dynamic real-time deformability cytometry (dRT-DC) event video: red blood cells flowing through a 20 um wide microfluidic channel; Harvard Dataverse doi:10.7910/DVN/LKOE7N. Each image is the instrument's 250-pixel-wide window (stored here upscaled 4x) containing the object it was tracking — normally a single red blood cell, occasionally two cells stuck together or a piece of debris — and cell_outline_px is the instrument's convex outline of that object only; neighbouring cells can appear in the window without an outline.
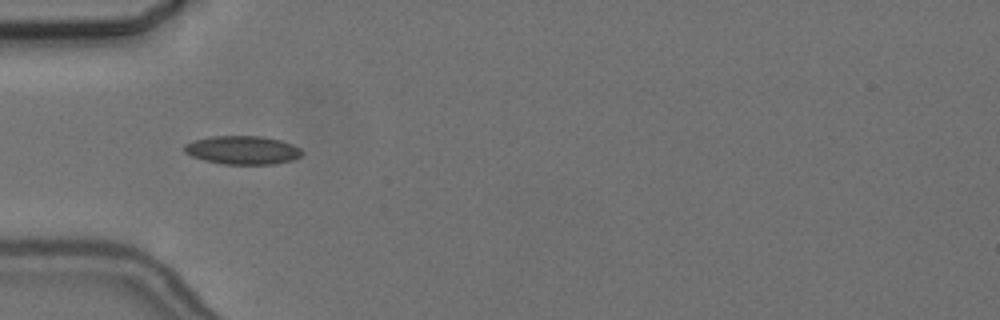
{"species": "common noctule bat (a hibernating species)", "species_latin": "Nyctalus noctula", "temperature_condition": "cold", "stored_images_in_passage": 6, "camera_frame_rate_fps": 3000, "um_per_image_px": 0.085, "animal": {"sex": "female", "body_mass_g": 24.6, "forearm_length_mm": 56.2}, "frame": {"image": 1, "passage_image": 5, "time_ms": 4.667, "image_size_px": [1000, 320], "cell_outline_px": [[304, 152], [300, 156], [292, 160], [272, 164], [224, 164], [204, 160], [192, 156], [184, 152], [184, 144], [192, 140], [212, 136], [264, 136], [280, 140], [292, 144], [300, 148]], "centroid_in_image_um": [20.61, 12.75], "position_along_channel_um": 64.4, "area_um2": 19.59}}
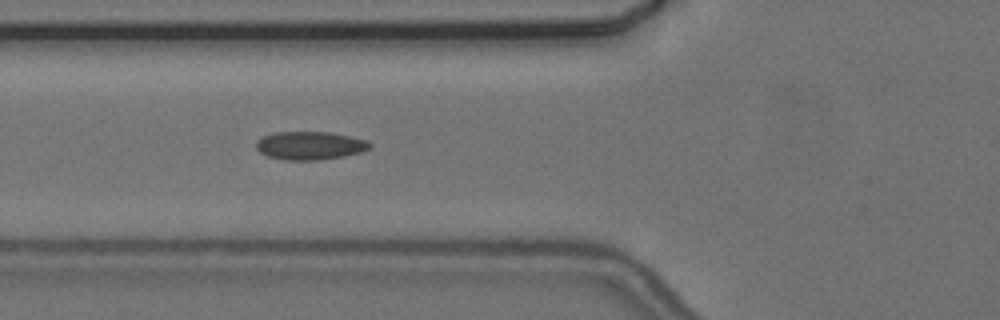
{"frame": {"image": 2, "passage_image": 6, "time_ms": 5.667, "image_size_px": [1000, 320], "cell_outline_px": [[372, 148], [360, 152], [344, 156], [320, 160], [284, 160], [268, 156], [260, 152], [256, 148], [256, 140], [272, 132], [328, 132], [368, 140], [372, 144]], "centroid_in_image_um": [26.35, 12.37], "position_along_channel_um": 99.5, "area_um2": 18.79}}